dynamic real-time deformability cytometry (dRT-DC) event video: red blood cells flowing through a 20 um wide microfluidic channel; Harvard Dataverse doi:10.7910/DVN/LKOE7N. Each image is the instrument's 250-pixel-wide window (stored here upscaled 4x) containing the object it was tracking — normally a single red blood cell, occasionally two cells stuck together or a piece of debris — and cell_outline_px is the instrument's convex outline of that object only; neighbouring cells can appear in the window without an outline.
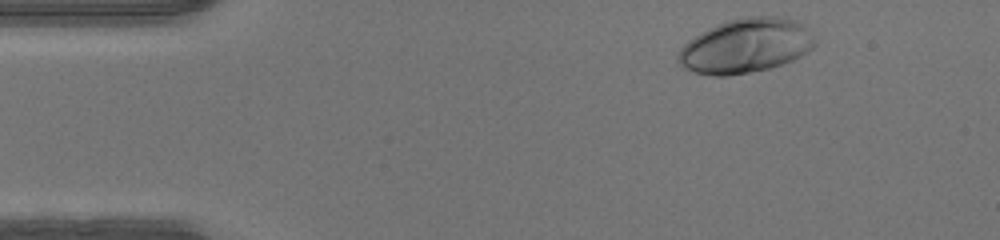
{"species": "human", "species_latin": "Homo sapiens", "temperature_condition": "warm", "stored_images_in_passage": 11, "camera_frame_rate_fps": 3000, "um_per_image_px": 0.085, "donor": {"sex": "male"}, "frame": {"image": 1, "passage_image": 2, "time_ms": 0.333, "image_size_px": [1000, 240], "cell_outline_px": [[816, 44], [812, 48], [800, 56], [792, 60], [768, 68], [728, 76], [712, 76], [696, 72], [684, 68], [680, 64], [676, 56], [680, 48], [688, 40], [708, 28], [728, 20], [748, 16], [776, 16], [796, 20], [804, 24], [816, 40]], "centroid_in_image_um": [63.38, 3.88], "position_along_channel_um": 21.6, "area_um2": 43.23}}